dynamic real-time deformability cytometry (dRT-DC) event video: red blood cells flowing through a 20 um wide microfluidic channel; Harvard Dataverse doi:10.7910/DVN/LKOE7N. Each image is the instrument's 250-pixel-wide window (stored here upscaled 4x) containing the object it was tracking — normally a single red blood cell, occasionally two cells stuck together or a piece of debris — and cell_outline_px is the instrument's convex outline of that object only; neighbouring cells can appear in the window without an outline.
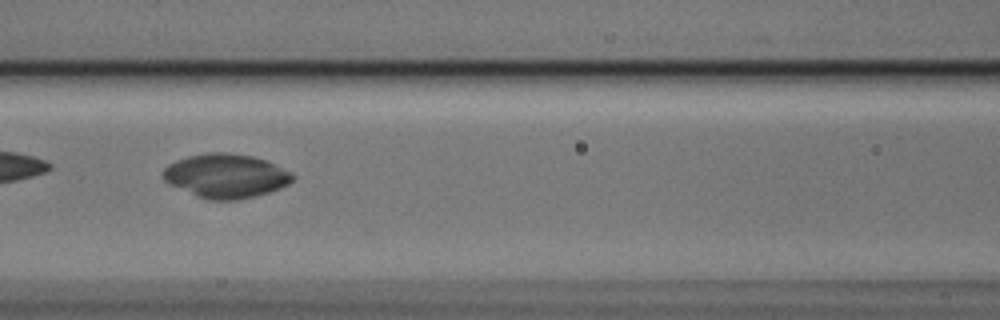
{"species": "Egyptian fruit bat (a non-hibernating species)", "species_latin": "Rousettus aegyptiacus", "temperature_condition": "cold", "stored_images_in_passage": 4, "camera_frame_rate_fps": 3000, "um_per_image_px": 0.085, "animal": {"sex": "male"}, "frame": {"image": 1, "passage_image": 3, "time_ms": 0.667, "image_size_px": [1000, 320], "cell_outline_px": [[296, 176], [288, 184], [280, 188], [256, 196], [236, 200], [208, 200], [196, 196], [168, 184], [164, 180], [164, 168], [168, 164], [176, 160], [188, 156], [208, 152], [228, 152], [252, 156], [268, 160], [292, 172]], "centroid_in_image_um": [19.21, 14.94], "position_along_channel_um": 147.4, "area_um2": 33.52}}
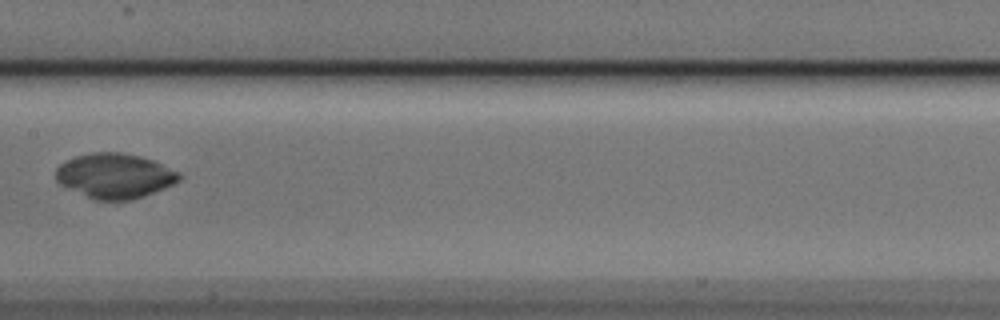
{"frame": {"image": 2, "passage_image": 4, "time_ms": 1.0, "image_size_px": [1000, 320], "cell_outline_px": [[184, 176], [180, 180], [164, 188], [132, 200], [96, 200], [68, 188], [60, 184], [56, 180], [56, 168], [60, 164], [76, 156], [92, 152], [120, 152], [140, 156], [152, 160], [180, 172]], "centroid_in_image_um": [9.77, 14.94], "position_along_channel_um": 197.6, "area_um2": 32.14}}